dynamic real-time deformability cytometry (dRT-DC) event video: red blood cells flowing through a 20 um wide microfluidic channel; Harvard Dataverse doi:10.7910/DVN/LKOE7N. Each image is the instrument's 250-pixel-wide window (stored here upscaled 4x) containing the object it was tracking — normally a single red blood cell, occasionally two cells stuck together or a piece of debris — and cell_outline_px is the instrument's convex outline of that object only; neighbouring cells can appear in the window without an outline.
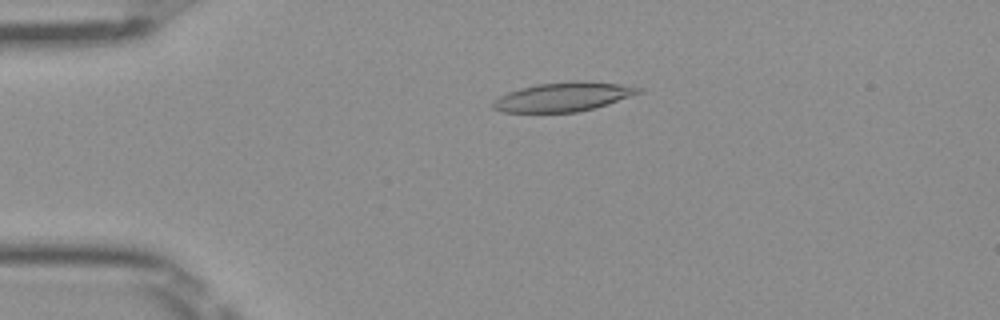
{"species": "Egyptian fruit bat (a non-hibernating species)", "species_latin": "Rousettus aegyptiacus", "temperature_condition": "room temperature", "stored_images_in_passage": 50, "camera_frame_rate_fps": 3000, "um_per_image_px": 0.085, "frame": {"image": 1, "passage_image": 11, "time_ms": 3.333, "image_size_px": [1000, 320], "cell_outline_px": [[644, 92], [608, 104], [576, 112], [500, 112], [492, 108], [492, 100], [508, 92], [520, 88], [536, 84], [572, 80], [588, 80], [620, 84], [640, 88]], "centroid_in_image_um": [47.87, 8.22], "position_along_channel_um": 37.1, "area_um2": 24.91}}
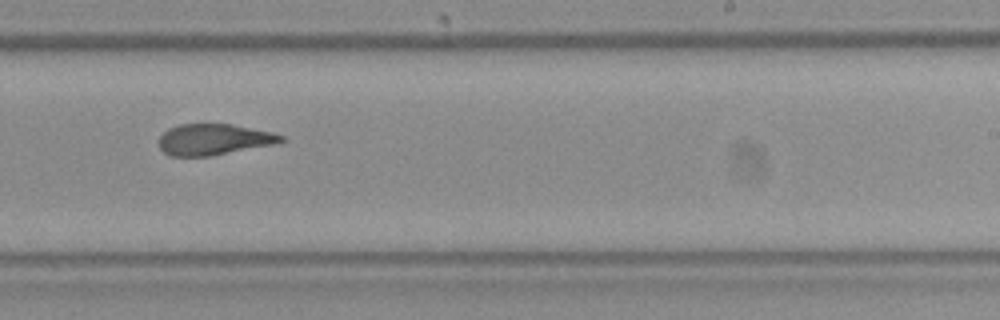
{"frame": {"image": 2, "passage_image": 31, "time_ms": 10.0, "image_size_px": [1000, 320], "cell_outline_px": [[284, 140], [276, 144], [212, 156], [172, 156], [164, 152], [160, 148], [160, 136], [168, 128], [180, 124], [232, 124], [272, 132], [284, 136]], "centroid_in_image_um": [18.19, 11.86], "position_along_channel_um": 270.8, "area_um2": 22.14}}
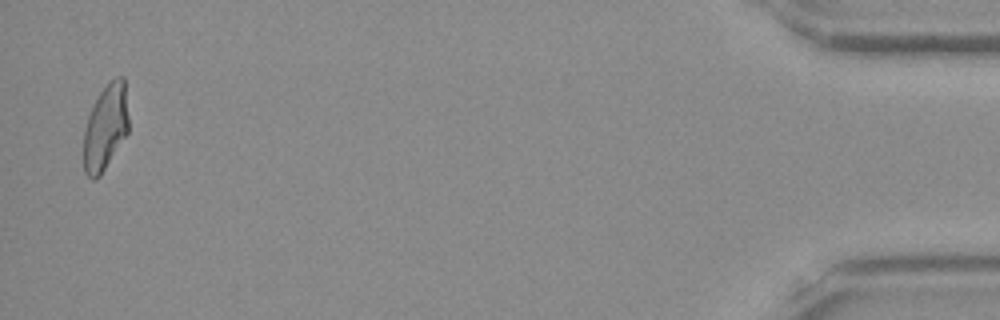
{"frame": {"image": 3, "passage_image": 49, "time_ms": 16.0, "image_size_px": [1000, 320], "cell_outline_px": [[128, 132], [100, 176], [96, 180], [92, 180], [84, 172], [84, 128], [88, 116], [100, 92], [116, 76], [124, 76], [128, 116]], "centroid_in_image_um": [8.97, 10.85], "position_along_channel_um": 426.2, "area_um2": 22.25}, "authors_computed_cell_mechanics": {"area_um2": 23.5824, "velocity_mm_per_s": 4.0433, "shape_relaxation_time_tau1_ms": null, "shape_relaxation_time_tau2_ms": 2.4414, "deformation_change_tau1": null, "deformation_change_tau2": 0.1103}}